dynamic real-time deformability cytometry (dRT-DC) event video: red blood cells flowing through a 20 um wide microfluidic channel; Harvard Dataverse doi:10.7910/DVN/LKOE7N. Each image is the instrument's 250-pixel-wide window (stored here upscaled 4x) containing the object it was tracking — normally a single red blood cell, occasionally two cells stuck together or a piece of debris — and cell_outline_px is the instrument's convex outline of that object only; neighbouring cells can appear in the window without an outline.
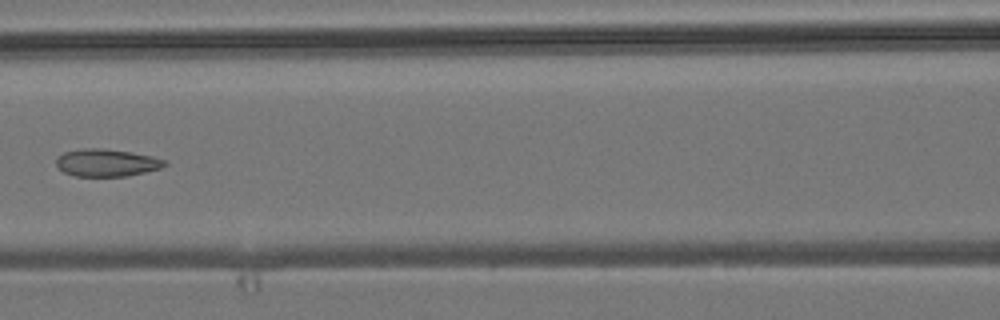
{"species": "common noctule bat (a hibernating species)", "species_latin": "Nyctalus noctula", "temperature_condition": "room temperature", "stored_images_in_passage": 7, "camera_frame_rate_fps": 3000, "um_per_image_px": 0.085, "animal": {"sex": "male", "body_mass_g": 19.2, "forearm_length_mm": 51.8}, "frame": {"image": 1, "passage_image": 7, "time_ms": 7.0, "image_size_px": [1000, 320], "cell_outline_px": [[168, 164], [160, 168], [128, 176], [76, 176], [64, 172], [56, 164], [56, 156], [64, 152], [84, 148], [104, 148], [132, 152], [152, 156], [168, 160]], "centroid_in_image_um": [9.08, 13.82], "position_along_channel_um": 157.5, "area_um2": 17.46}}